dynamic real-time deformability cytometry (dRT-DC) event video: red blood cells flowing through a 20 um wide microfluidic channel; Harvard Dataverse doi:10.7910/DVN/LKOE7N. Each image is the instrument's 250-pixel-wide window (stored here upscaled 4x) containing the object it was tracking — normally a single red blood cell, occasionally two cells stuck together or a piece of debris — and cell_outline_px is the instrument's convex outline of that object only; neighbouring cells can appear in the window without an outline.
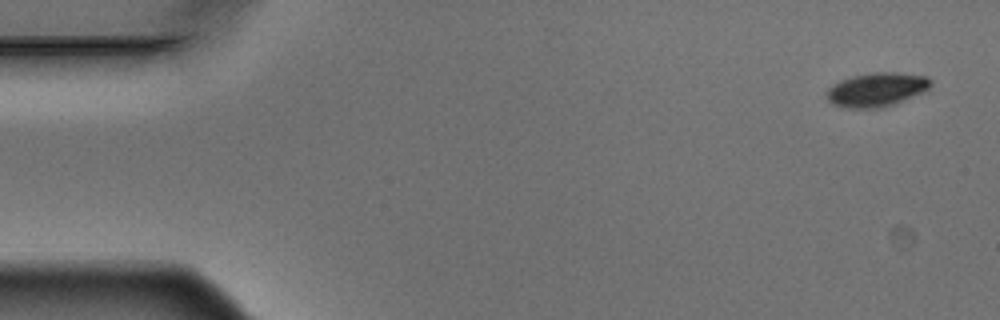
{"species": "Egyptian fruit bat (a non-hibernating species)", "species_latin": "Rousettus aegyptiacus", "temperature_condition": "warm", "stored_images_in_passage": 6, "segment_of_instrument_passage": [1, 2], "camera_frame_rate_fps": 3000, "um_per_image_px": 0.085, "animal": {"sex": "male"}, "frame": {"image": 1, "passage_image": 1, "time_ms": 0.0, "image_size_px": [1000, 320], "cell_outline_px": [[932, 84], [924, 92], [884, 108], [844, 108], [832, 104], [828, 100], [824, 92], [832, 84], [840, 80], [852, 76], [872, 72], [896, 72], [928, 76], [932, 80]], "centroid_in_image_um": [74.49, 7.62], "position_along_channel_um": 10.5, "area_um2": 20.98}}